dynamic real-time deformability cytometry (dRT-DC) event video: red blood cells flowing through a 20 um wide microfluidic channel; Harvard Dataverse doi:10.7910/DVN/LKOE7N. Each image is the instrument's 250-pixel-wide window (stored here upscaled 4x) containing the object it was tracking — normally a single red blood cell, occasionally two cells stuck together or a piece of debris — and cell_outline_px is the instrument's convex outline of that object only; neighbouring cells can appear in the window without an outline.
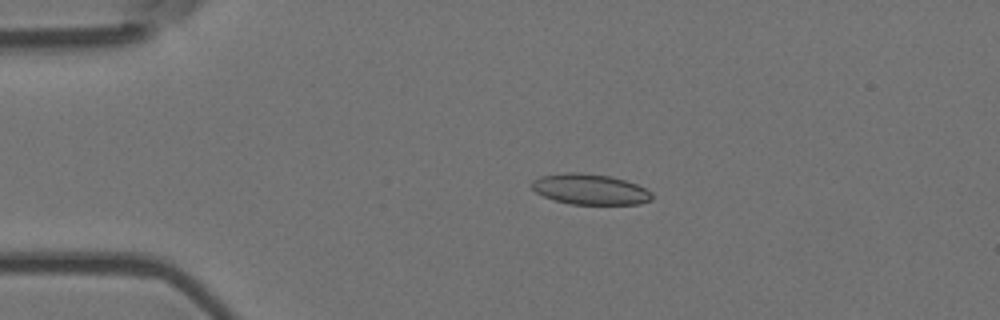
{"species": "Egyptian fruit bat (a non-hibernating species)", "species_latin": "Rousettus aegyptiacus", "temperature_condition": "room temperature", "stored_images_in_passage": 5, "camera_frame_rate_fps": 3000, "um_per_image_px": 0.085, "animal": {"sex": "female"}, "frame": {"image": 1, "passage_image": 4, "time_ms": 1.0, "image_size_px": [1000, 320], "cell_outline_px": [[652, 200], [640, 204], [572, 204], [552, 200], [536, 192], [532, 188], [532, 180], [540, 176], [564, 172], [576, 172], [612, 176], [636, 184], [652, 192]], "centroid_in_image_um": [50.14, 16.09], "position_along_channel_um": 34.9, "area_um2": 21.5}}